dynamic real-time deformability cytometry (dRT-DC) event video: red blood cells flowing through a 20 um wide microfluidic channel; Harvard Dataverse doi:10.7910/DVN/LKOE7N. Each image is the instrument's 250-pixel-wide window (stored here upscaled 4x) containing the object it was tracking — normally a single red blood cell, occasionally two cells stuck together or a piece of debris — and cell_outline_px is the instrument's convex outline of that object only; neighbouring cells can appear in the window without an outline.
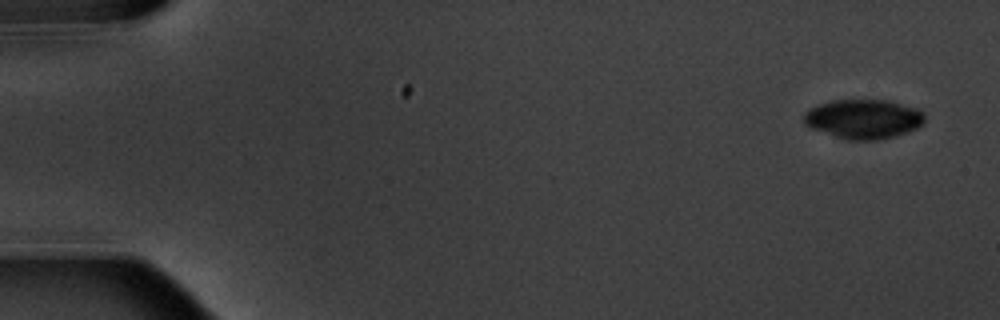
{"species": "common noctule bat (a hibernating species)", "species_latin": "Nyctalus noctula", "temperature_condition": "warm", "stored_images_in_passage": 5, "camera_frame_rate_fps": 3000, "um_per_image_px": 0.085, "animal": {"sex": "male", "body_mass_g": 20.1, "forearm_length_mm": 53.5}, "frame": {"image": 1, "passage_image": 1, "time_ms": 0.0, "image_size_px": [1000, 320], "cell_outline_px": [[924, 124], [908, 132], [896, 136], [876, 140], [848, 140], [812, 128], [804, 124], [804, 112], [816, 104], [832, 100], [888, 100], [916, 108], [924, 112]], "centroid_in_image_um": [73.4, 10.11], "position_along_channel_um": 11.6, "area_um2": 27.8}}
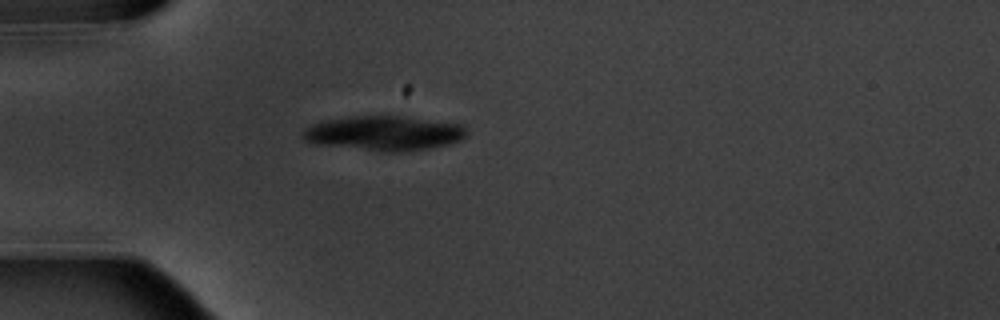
{"frame": {"image": 2, "passage_image": 5, "time_ms": 4.667, "image_size_px": [1000, 320], "cell_outline_px": [[468, 132], [460, 140], [448, 144], [428, 148], [400, 152], [380, 152], [316, 144], [304, 140], [300, 136], [300, 132], [304, 128], [312, 124], [324, 120], [352, 116], [404, 116], [464, 124]], "centroid_in_image_um": [32.61, 11.32], "position_along_channel_um": 52.4, "area_um2": 33.52}}